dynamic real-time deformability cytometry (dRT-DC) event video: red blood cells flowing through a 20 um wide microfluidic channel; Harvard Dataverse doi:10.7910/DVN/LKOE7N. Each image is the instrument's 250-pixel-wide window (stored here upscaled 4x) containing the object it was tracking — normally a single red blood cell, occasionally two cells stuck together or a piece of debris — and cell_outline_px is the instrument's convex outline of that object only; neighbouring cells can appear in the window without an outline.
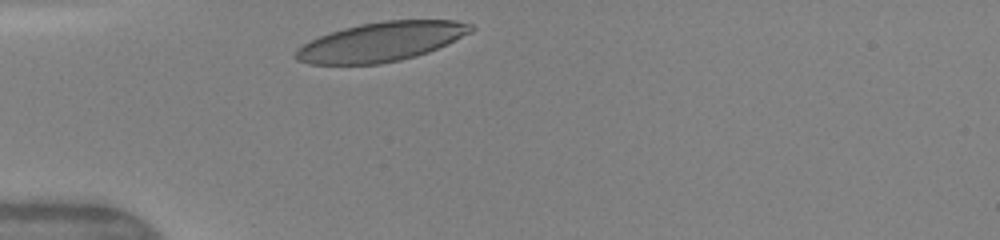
{"species": "human", "species_latin": "Homo sapiens", "temperature_condition": "warm", "stored_images_in_passage": 27, "camera_frame_rate_fps": 3000, "um_per_image_px": 0.085, "donor": {"sex": "female"}, "frame": {"image": 1, "passage_image": 1, "time_ms": 0.0, "image_size_px": [1000, 240], "cell_outline_px": [[476, 28], [472, 32], [448, 44], [428, 52], [416, 56], [400, 60], [380, 64], [308, 64], [296, 60], [296, 48], [320, 36], [344, 28], [360, 24], [384, 20], [456, 20], [472, 24]], "centroid_in_image_um": [32.45, 3.55], "position_along_channel_um": 52.5, "area_um2": 40.06}, "authors_computed_cell_mechanics": {"area_um2": 40.6912, "velocity_mm_per_s": 4.121, "shape_relaxation_time_tau1_ms": 2.2731, "shape_relaxation_time_tau2_ms": 0.7264, "deformation_change_tau1": 0.1563, "deformation_change_tau2": 0.0846}}